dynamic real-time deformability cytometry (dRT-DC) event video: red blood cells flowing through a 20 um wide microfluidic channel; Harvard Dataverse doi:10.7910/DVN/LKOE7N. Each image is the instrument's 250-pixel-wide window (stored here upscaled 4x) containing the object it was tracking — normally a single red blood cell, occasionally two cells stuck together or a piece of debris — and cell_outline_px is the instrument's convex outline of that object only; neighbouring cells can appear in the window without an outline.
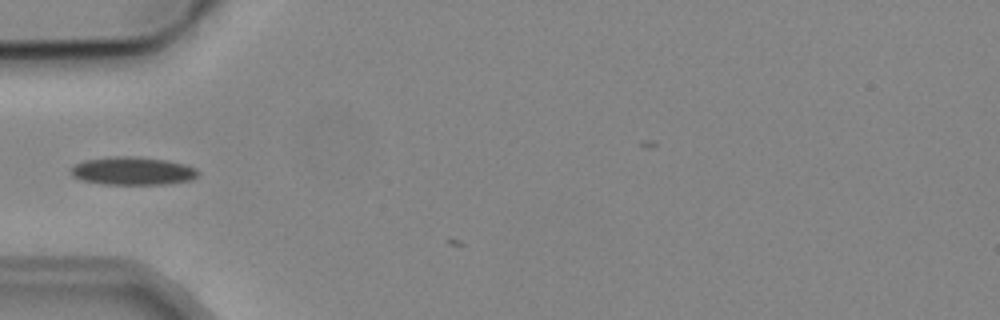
{"species": "common noctule bat (a hibernating species)", "species_latin": "Nyctalus noctula", "temperature_condition": "cold", "stored_images_in_passage": 1, "camera_frame_rate_fps": 3000, "um_per_image_px": 0.085, "animal": {"sex": "male", "body_mass_g": 19.2, "forearm_length_mm": 51.8}, "frame": {"image": 1, "passage_image": 1, "time_ms": 0.0, "image_size_px": [1000, 320], "cell_outline_px": [[200, 172], [192, 180], [164, 184], [104, 184], [80, 180], [72, 176], [72, 168], [76, 164], [84, 160], [108, 156], [136, 156], [164, 160], [184, 164], [196, 168]], "centroid_in_image_um": [11.27, 14.52], "position_along_channel_um": 73.7, "area_um2": 20.81}}